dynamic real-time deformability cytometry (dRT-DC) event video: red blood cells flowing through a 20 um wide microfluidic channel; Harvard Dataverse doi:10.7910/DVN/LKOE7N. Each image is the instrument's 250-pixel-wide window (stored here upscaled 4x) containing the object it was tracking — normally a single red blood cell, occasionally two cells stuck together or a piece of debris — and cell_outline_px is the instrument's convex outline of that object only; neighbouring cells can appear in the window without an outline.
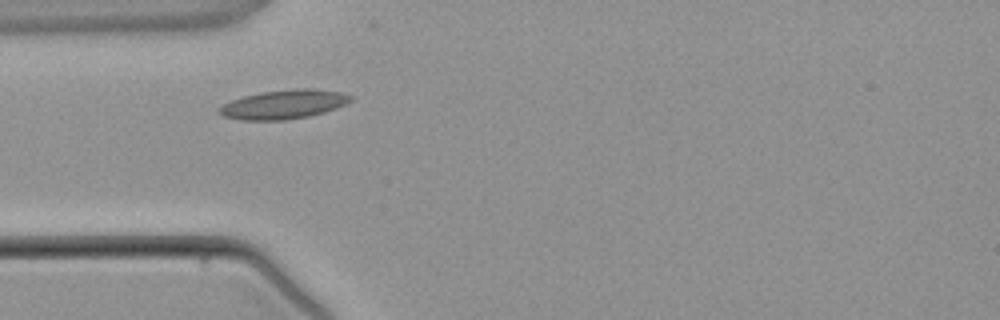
{"species": "common noctule bat (a hibernating species)", "species_latin": "Nyctalus noctula", "temperature_condition": "warm", "stored_images_in_passage": 2, "camera_frame_rate_fps": 3000, "um_per_image_px": 0.085, "animal": {"sex": "male", "body_mass_g": 21.5, "forearm_length_mm": 52.0}, "frame": {"image": 1, "passage_image": 2, "time_ms": 2.0, "image_size_px": [1000, 320], "cell_outline_px": [[356, 96], [352, 100], [336, 108], [324, 112], [308, 116], [284, 120], [240, 120], [224, 116], [216, 112], [216, 108], [232, 100], [244, 96], [260, 92], [292, 88], [316, 88], [344, 92]], "centroid_in_image_um": [24.14, 8.85], "position_along_channel_um": 60.9, "area_um2": 22.6}}